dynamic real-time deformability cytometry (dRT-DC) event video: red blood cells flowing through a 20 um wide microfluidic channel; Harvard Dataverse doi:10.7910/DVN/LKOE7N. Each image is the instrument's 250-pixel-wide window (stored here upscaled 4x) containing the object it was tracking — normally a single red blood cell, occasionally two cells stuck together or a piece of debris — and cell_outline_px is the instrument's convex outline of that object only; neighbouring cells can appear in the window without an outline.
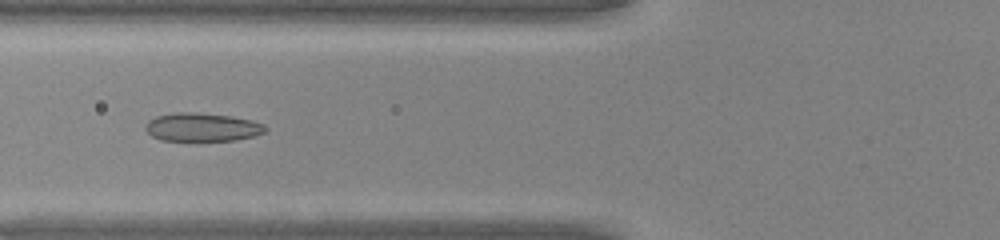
{"species": "common noctule bat (a hibernating species)", "species_latin": "Nyctalus noctula", "temperature_condition": "warm", "stored_images_in_passage": 30, "camera_frame_rate_fps": 3000, "um_per_image_px": 0.085, "animal": {"sex": "male", "body_mass_g": 20.0, "forearm_length_mm": 53.3}, "frame": {"image": 1, "passage_image": 3, "time_ms": 0.667, "image_size_px": [1000, 240], "cell_outline_px": [[268, 128], [264, 132], [252, 136], [232, 140], [160, 140], [152, 136], [144, 128], [144, 124], [148, 120], [156, 116], [176, 112], [192, 112], [232, 116], [252, 120], [264, 124]], "centroid_in_image_um": [17.15, 10.79], "position_along_channel_um": 108.6, "area_um2": 19.77}}
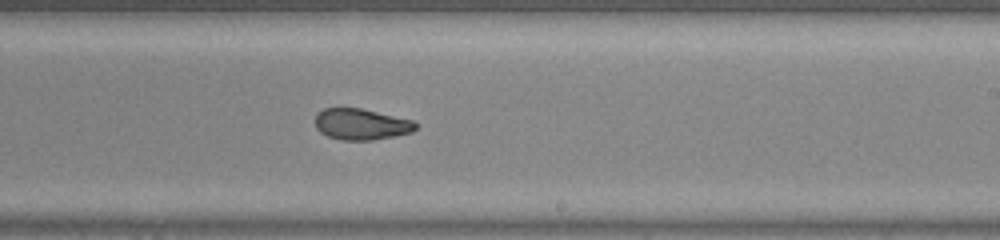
{"frame": {"image": 2, "passage_image": 13, "time_ms": 4.0, "image_size_px": [1000, 240], "cell_outline_px": [[416, 128], [412, 132], [372, 140], [340, 140], [328, 136], [320, 132], [316, 128], [316, 116], [324, 108], [360, 108], [412, 120], [416, 124]], "centroid_in_image_um": [30.68, 10.56], "position_along_channel_um": 258.3, "area_um2": 17.98}}
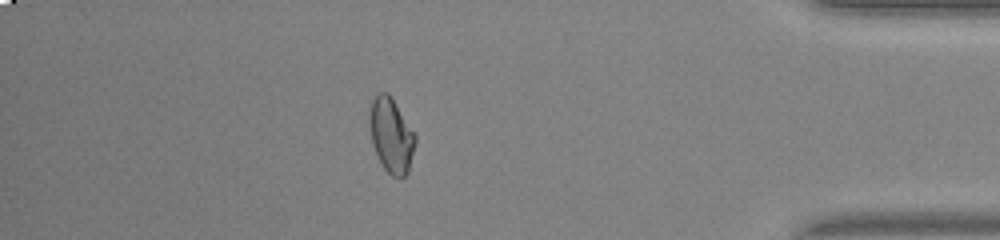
{"frame": {"image": 3, "passage_image": 25, "time_ms": 8.0, "image_size_px": [1000, 240], "cell_outline_px": [[416, 140], [408, 172], [400, 180], [392, 176], [384, 168], [372, 144], [368, 124], [368, 116], [372, 100], [376, 92], [388, 92], [416, 136]], "centroid_in_image_um": [33.22, 11.5], "position_along_channel_um": 402.0, "area_um2": 19.88}}